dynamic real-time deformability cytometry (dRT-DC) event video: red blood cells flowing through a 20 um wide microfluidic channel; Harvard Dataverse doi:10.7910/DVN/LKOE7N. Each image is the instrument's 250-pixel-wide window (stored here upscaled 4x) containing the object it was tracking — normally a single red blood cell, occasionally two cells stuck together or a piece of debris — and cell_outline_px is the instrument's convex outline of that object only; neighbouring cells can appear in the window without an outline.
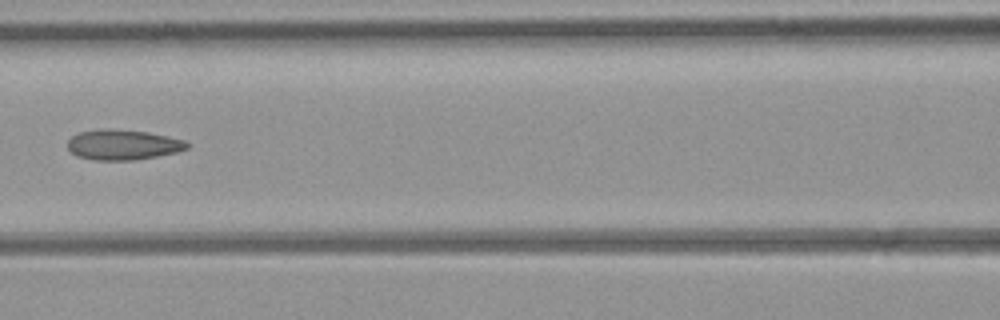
{"species": "common noctule bat (a hibernating species)", "species_latin": "Nyctalus noctula", "temperature_condition": "room temperature", "stored_images_in_passage": 7, "camera_frame_rate_fps": 3000, "um_per_image_px": 0.085, "animal": {"sex": "female", "body_mass_g": 21.9}, "frame": {"image": 1, "passage_image": 6, "time_ms": 5.667, "image_size_px": [1000, 320], "cell_outline_px": [[188, 148], [176, 152], [156, 156], [132, 160], [92, 160], [76, 156], [68, 148], [68, 140], [72, 136], [80, 132], [148, 132], [168, 136], [184, 140], [188, 144]], "centroid_in_image_um": [10.47, 12.36], "position_along_channel_um": 156.1, "area_um2": 19.94}}
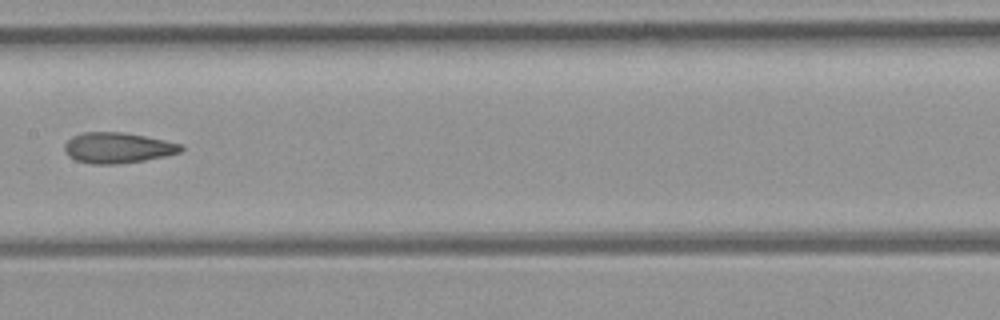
{"frame": {"image": 2, "passage_image": 7, "time_ms": 6.667, "image_size_px": [1000, 320], "cell_outline_px": [[184, 148], [180, 152], [164, 156], [144, 160], [116, 164], [92, 164], [76, 160], [68, 156], [64, 152], [64, 144], [72, 136], [84, 132], [124, 132], [164, 140], [180, 144]], "centroid_in_image_um": [9.96, 12.56], "position_along_channel_um": 197.4, "area_um2": 20.69}}